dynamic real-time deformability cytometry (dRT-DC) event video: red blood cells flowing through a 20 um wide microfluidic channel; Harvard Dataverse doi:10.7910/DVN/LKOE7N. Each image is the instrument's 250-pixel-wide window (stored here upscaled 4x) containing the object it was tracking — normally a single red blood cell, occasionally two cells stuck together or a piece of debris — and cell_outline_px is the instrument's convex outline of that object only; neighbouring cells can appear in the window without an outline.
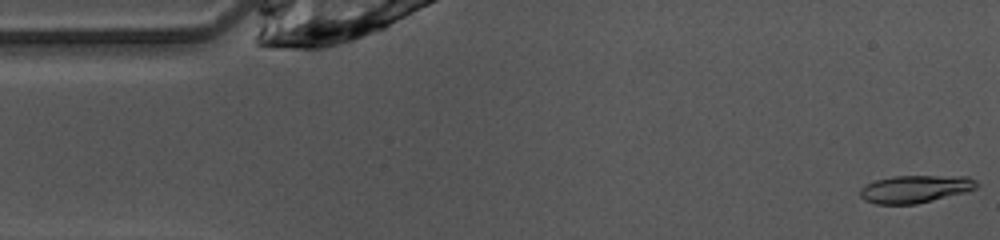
{"species": "common noctule bat (a hibernating species)", "species_latin": "Nyctalus noctula", "temperature_condition": "warm", "stored_images_in_passage": 47, "camera_frame_rate_fps": 3000, "um_per_image_px": 0.085, "animal": {"sex": "female", "body_mass_g": 10.0, "forearm_length_mm": 53.1}, "frame": {"image": 1, "passage_image": 1, "time_ms": 0.0, "image_size_px": [1000, 240], "cell_outline_px": [[980, 184], [976, 188], [968, 192], [916, 204], [876, 204], [864, 200], [860, 196], [860, 188], [876, 180], [892, 176], [968, 176], [976, 180]], "centroid_in_image_um": [77.84, 16.06], "position_along_channel_um": 7.2, "area_um2": 18.9}}
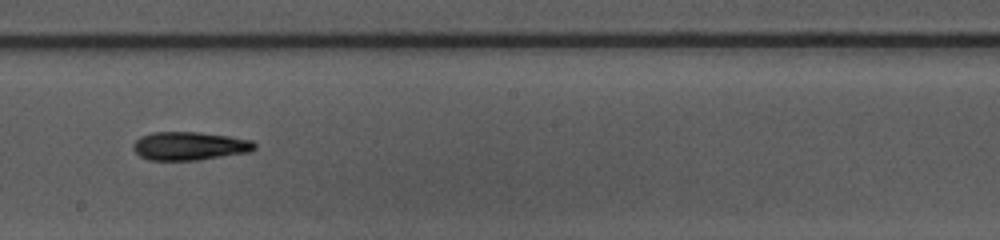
{"frame": {"image": 2, "passage_image": 25, "time_ms": 8.0, "image_size_px": [1000, 240], "cell_outline_px": [[256, 148], [252, 152], [200, 160], [148, 160], [140, 156], [132, 148], [132, 144], [140, 136], [152, 132], [196, 132], [228, 136], [252, 140], [256, 144]], "centroid_in_image_um": [16.13, 12.41], "position_along_channel_um": 232.1, "area_um2": 20.29}}
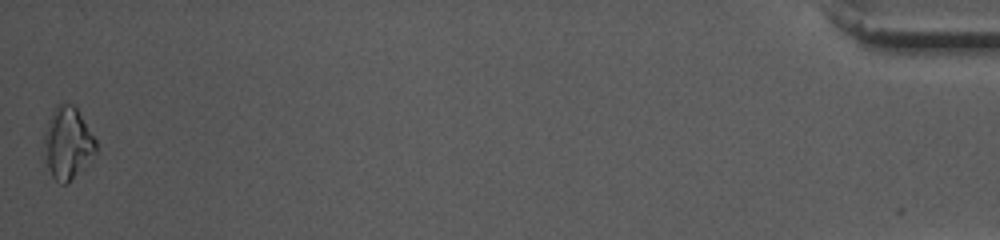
{"frame": {"image": 3, "passage_image": 47, "time_ms": 15.333, "image_size_px": [1000, 240], "cell_outline_px": [[96, 152], [68, 184], [60, 184], [52, 176], [48, 168], [44, 140], [44, 132], [48, 120], [56, 104], [76, 104], [96, 140]], "centroid_in_image_um": [5.76, 12.13], "position_along_channel_um": 429.4, "area_um2": 21.68}, "authors_computed_cell_mechanics": {"area_um2": 19.2474, "velocity_mm_per_s": 4.1047, "shape_relaxation_time_tau1_ms": 7.9632, "shape_relaxation_time_tau2_ms": 6.3913, "deformation_change_tau1": 0.1797, "deformation_change_tau2": 0.1623}}